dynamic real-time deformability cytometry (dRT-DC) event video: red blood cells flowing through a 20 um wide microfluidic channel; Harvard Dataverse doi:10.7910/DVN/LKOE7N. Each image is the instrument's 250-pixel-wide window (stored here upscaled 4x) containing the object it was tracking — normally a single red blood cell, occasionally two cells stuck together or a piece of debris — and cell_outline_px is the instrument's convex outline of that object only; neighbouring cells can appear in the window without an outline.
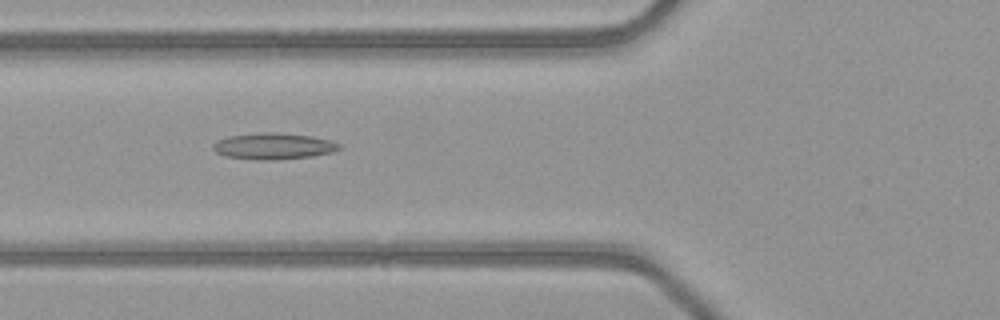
{"species": "common noctule bat (a hibernating species)", "species_latin": "Nyctalus noctula", "temperature_condition": "warm", "stored_images_in_passage": 34, "camera_frame_rate_fps": 3000, "um_per_image_px": 0.085, "animal": {"sex": "female", "body_mass_g": 21.9}, "frame": {"image": 1, "passage_image": 3, "time_ms": 0.667, "image_size_px": [1000, 320], "cell_outline_px": [[340, 148], [332, 152], [312, 156], [276, 160], [256, 160], [224, 156], [216, 152], [212, 148], [212, 144], [216, 140], [228, 136], [260, 132], [276, 132], [312, 136], [328, 140], [340, 144]], "centroid_in_image_um": [23.19, 12.42], "position_along_channel_um": 102.6, "area_um2": 19.48}}
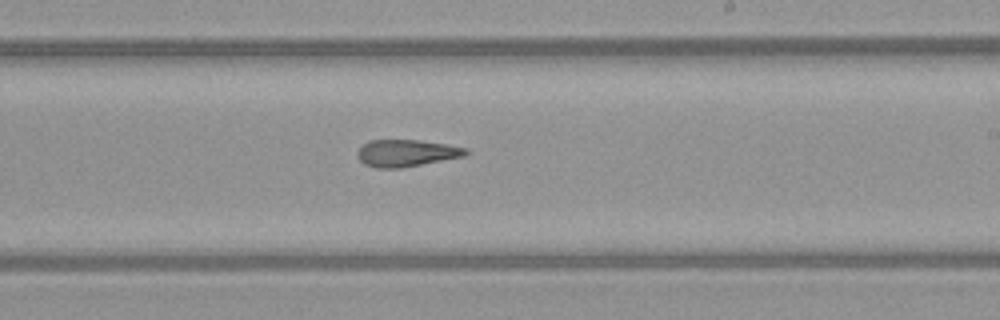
{"frame": {"image": 2, "passage_image": 14, "time_ms": 4.333, "image_size_px": [1000, 320], "cell_outline_px": [[468, 152], [464, 156], [400, 168], [376, 168], [364, 164], [356, 156], [356, 152], [368, 140], [420, 140], [448, 144], [468, 148]], "centroid_in_image_um": [34.52, 13.0], "position_along_channel_um": 254.5, "area_um2": 17.05}}
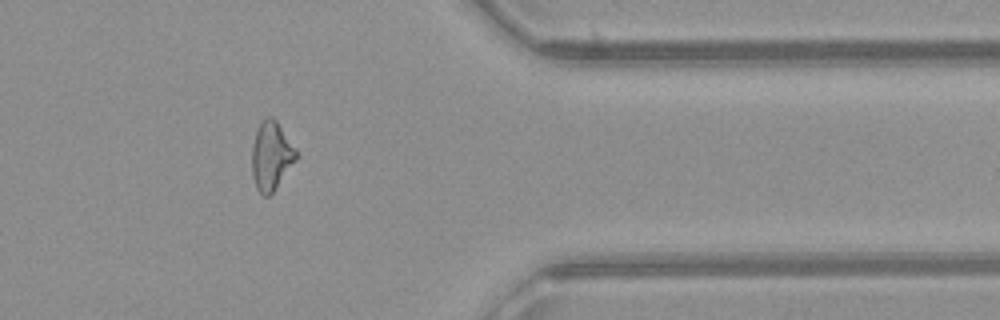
{"frame": {"image": 3, "passage_image": 25, "time_ms": 8.0, "image_size_px": [1000, 320], "cell_outline_px": [[300, 156], [272, 192], [268, 196], [264, 196], [256, 188], [252, 172], [252, 148], [256, 128], [268, 116], [272, 116], [276, 120], [296, 148]], "centroid_in_image_um": [23.08, 13.23], "position_along_channel_um": 388.3, "area_um2": 17.69}}